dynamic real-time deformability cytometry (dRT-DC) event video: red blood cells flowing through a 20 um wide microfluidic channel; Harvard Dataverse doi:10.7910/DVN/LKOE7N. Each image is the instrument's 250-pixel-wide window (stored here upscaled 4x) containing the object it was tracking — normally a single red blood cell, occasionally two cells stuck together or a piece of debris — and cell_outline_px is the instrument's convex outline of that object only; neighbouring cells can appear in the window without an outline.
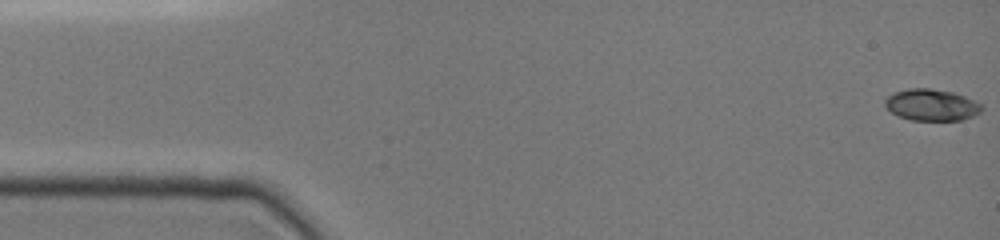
{"species": "common noctule bat (a hibernating species)", "species_latin": "Nyctalus noctula", "temperature_condition": "cold", "stored_images_in_passage": 5, "camera_frame_rate_fps": 3000, "um_per_image_px": 0.085, "animal": {"sex": "female", "body_mass_g": 19.0, "forearm_length_mm": 51.5}, "frame": {"image": 1, "passage_image": 1, "time_ms": 0.0, "image_size_px": [1000, 240], "cell_outline_px": [[984, 108], [980, 112], [972, 116], [960, 120], [912, 120], [900, 116], [892, 112], [884, 104], [884, 100], [888, 96], [896, 92], [908, 88], [928, 88], [952, 92], [964, 96], [980, 104]], "centroid_in_image_um": [79.17, 8.91], "position_along_channel_um": 5.8, "area_um2": 17.51}}
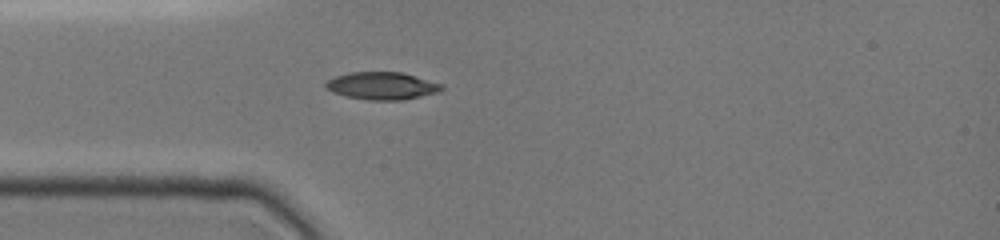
{"frame": {"image": 2, "passage_image": 5, "time_ms": 4.333, "image_size_px": [1000, 240], "cell_outline_px": [[444, 88], [440, 92], [400, 100], [368, 100], [348, 96], [332, 92], [324, 88], [324, 84], [328, 80], [336, 76], [348, 72], [400, 72], [444, 84]], "centroid_in_image_um": [32.47, 7.29], "position_along_channel_um": 52.5, "area_um2": 18.55}}